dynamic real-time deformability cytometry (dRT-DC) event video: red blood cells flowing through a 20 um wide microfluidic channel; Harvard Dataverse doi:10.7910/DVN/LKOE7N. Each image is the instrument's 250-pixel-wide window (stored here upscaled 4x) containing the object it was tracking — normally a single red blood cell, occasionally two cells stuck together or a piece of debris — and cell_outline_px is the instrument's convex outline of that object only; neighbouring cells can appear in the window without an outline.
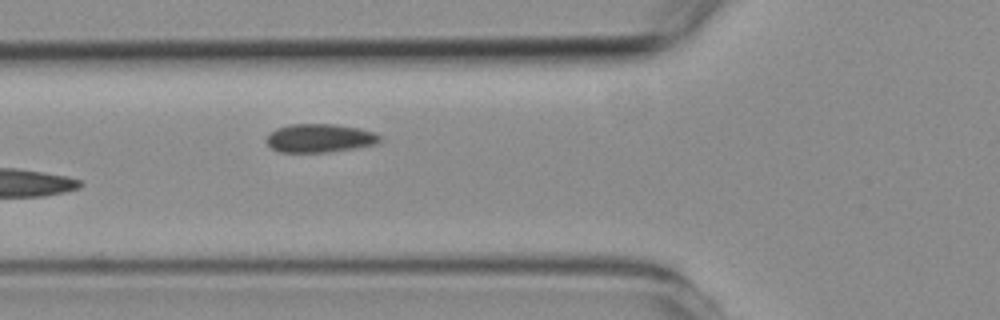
{"species": "common noctule bat (a hibernating species)", "species_latin": "Nyctalus noctula", "temperature_condition": "room temperature", "stored_images_in_passage": 7, "camera_frame_rate_fps": 3000, "um_per_image_px": 0.085, "animal": {"sex": "female", "body_mass_g": 19.3, "forearm_length_mm": 54.1}, "frame": {"image": 1, "passage_image": 6, "time_ms": 5.667, "image_size_px": [1000, 320], "cell_outline_px": [[380, 140], [376, 144], [356, 148], [328, 152], [280, 152], [272, 148], [268, 144], [268, 136], [276, 128], [288, 124], [332, 124], [360, 128], [372, 132], [380, 136]], "centroid_in_image_um": [27.18, 11.74], "position_along_channel_um": 98.6, "area_um2": 18.67}}